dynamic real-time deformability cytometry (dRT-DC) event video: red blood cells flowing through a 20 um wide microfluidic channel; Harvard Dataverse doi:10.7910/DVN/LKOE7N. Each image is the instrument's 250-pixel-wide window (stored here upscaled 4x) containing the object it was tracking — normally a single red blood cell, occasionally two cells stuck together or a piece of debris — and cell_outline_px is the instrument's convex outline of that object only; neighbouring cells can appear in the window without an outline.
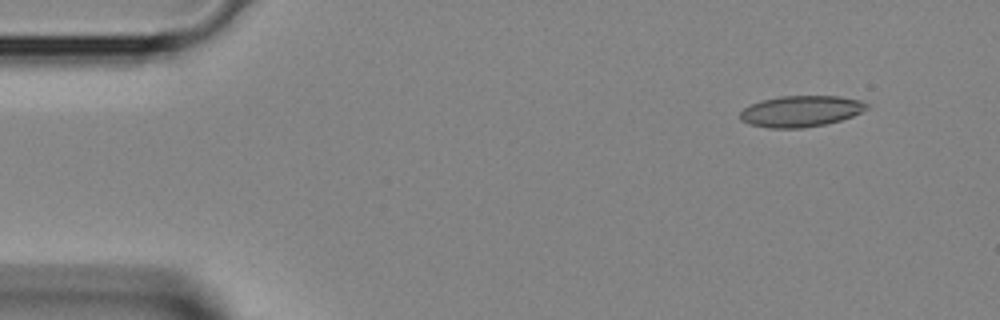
{"species": "Egyptian fruit bat (a non-hibernating species)", "species_latin": "Rousettus aegyptiacus", "temperature_condition": "room temperature", "stored_images_in_passage": 2, "camera_frame_rate_fps": 3000, "um_per_image_px": 0.085, "animal": {"sex": "female"}, "frame": {"image": 1, "passage_image": 1, "time_ms": 0.0, "image_size_px": [1000, 320], "cell_outline_px": [[868, 108], [852, 116], [840, 120], [824, 124], [800, 128], [768, 128], [748, 124], [740, 120], [740, 112], [744, 108], [760, 100], [780, 96], [840, 96], [864, 100], [868, 104]], "centroid_in_image_um": [68.07, 9.44], "position_along_channel_um": 16.9, "area_um2": 23.06}}